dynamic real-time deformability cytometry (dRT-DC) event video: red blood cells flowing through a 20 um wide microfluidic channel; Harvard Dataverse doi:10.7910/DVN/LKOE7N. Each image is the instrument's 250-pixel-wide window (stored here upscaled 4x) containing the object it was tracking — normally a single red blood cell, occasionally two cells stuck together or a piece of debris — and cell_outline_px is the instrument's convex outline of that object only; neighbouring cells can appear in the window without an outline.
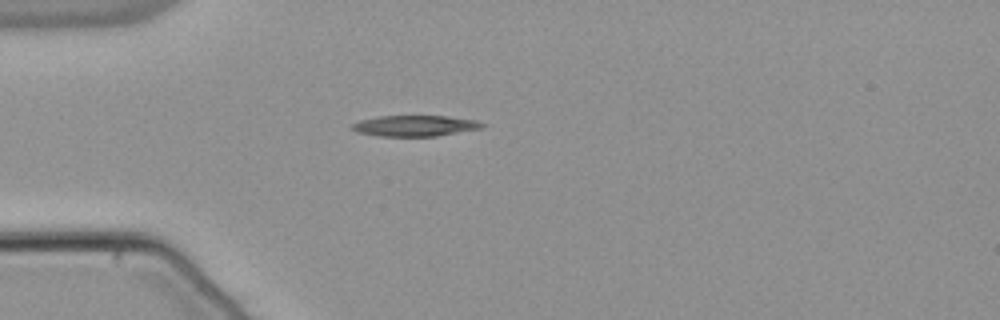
{"species": "common noctule bat (a hibernating species)", "species_latin": "Nyctalus noctula", "temperature_condition": "warm", "stored_images_in_passage": 40, "camera_frame_rate_fps": 3000, "um_per_image_px": 0.085, "animal": {"sex": "male", "body_mass_g": 21.5, "forearm_length_mm": 52.0}, "frame": {"image": 1, "passage_image": 1, "time_ms": 0.0, "image_size_px": [1000, 320], "cell_outline_px": [[488, 124], [484, 128], [436, 136], [376, 136], [356, 132], [352, 128], [352, 124], [360, 120], [380, 116], [444, 116], [476, 120]], "centroid_in_image_um": [35.31, 10.69], "position_along_channel_um": 49.7, "area_um2": 15.9}}
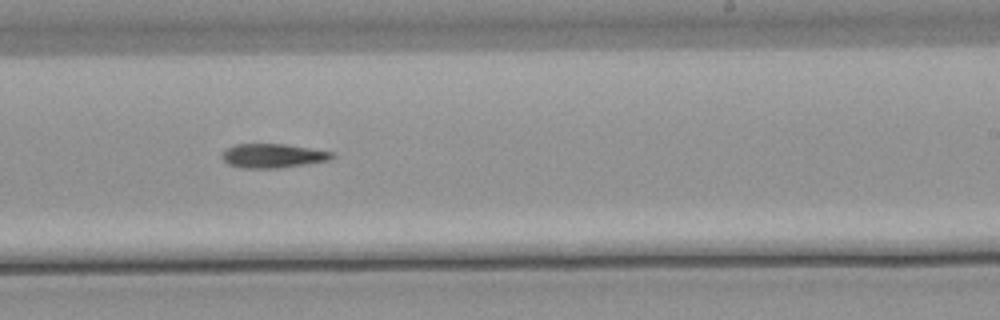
{"frame": {"image": 2, "passage_image": 19, "time_ms": 6.0, "image_size_px": [1000, 320], "cell_outline_px": [[336, 156], [328, 160], [280, 168], [240, 168], [228, 164], [220, 156], [228, 148], [236, 144], [284, 144], [336, 152]], "centroid_in_image_um": [23.21, 13.24], "position_along_channel_um": 265.8, "area_um2": 15.43}}
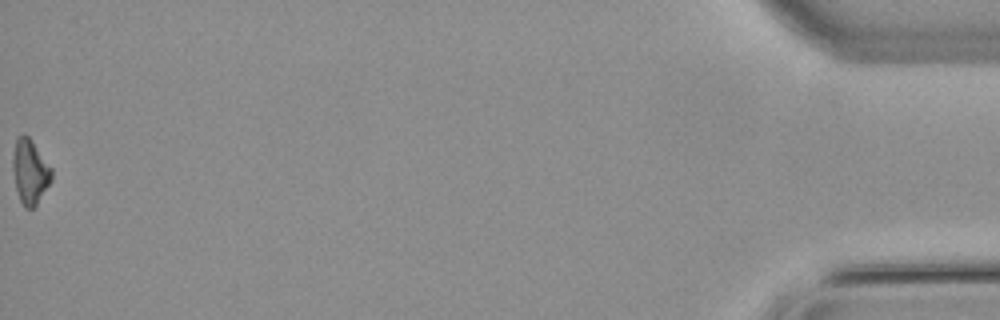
{"frame": {"image": 3, "passage_image": 40, "time_ms": 13.0, "image_size_px": [1000, 320], "cell_outline_px": [[52, 180], [36, 204], [32, 208], [24, 208], [20, 200], [16, 188], [12, 168], [12, 156], [16, 136], [24, 132], [28, 136], [52, 168]], "centroid_in_image_um": [2.53, 14.55], "position_along_channel_um": 432.7, "area_um2": 14.62}}